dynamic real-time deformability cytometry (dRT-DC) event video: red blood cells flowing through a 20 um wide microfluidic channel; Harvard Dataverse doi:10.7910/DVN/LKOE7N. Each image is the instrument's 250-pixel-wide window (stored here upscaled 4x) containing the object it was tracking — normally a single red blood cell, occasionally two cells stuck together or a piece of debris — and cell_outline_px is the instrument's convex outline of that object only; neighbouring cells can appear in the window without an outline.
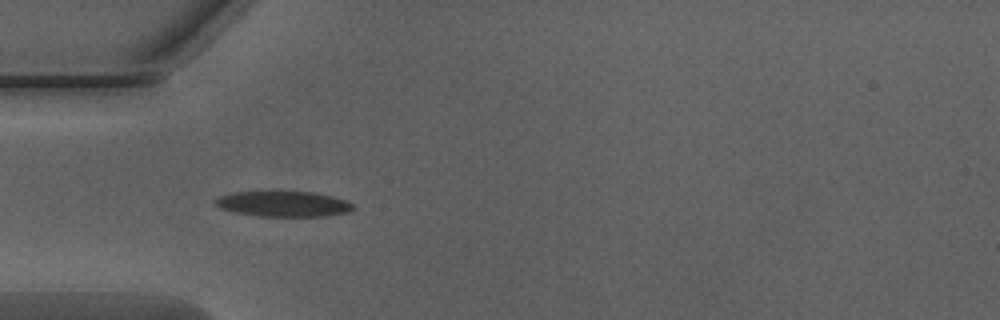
{"species": "Egyptian fruit bat (a non-hibernating species)", "species_latin": "Rousettus aegyptiacus", "temperature_condition": "warm", "stored_images_in_passage": 36, "camera_frame_rate_fps": 3000, "um_per_image_px": 0.085, "animal": {"sex": "male"}, "frame": {"image": 1, "passage_image": 1, "time_ms": 0.0, "image_size_px": [1000, 320], "cell_outline_px": [[356, 208], [348, 212], [324, 216], [256, 216], [232, 212], [220, 208], [212, 204], [212, 200], [220, 196], [236, 192], [316, 192], [332, 196], [344, 200], [352, 204]], "centroid_in_image_um": [24.04, 17.34], "position_along_channel_um": 61.0, "area_um2": 20.52}}
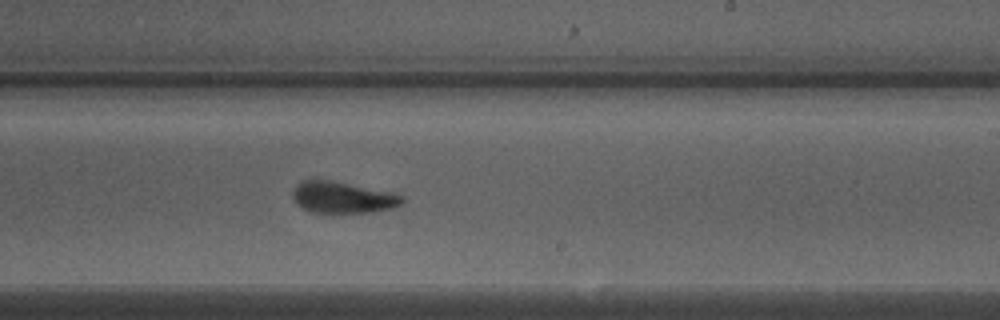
{"frame": {"image": 2, "passage_image": 16, "time_ms": 5.0, "image_size_px": [1000, 320], "cell_outline_px": [[404, 204], [396, 208], [372, 212], [332, 216], [312, 212], [296, 204], [292, 196], [292, 192], [296, 184], [300, 180], [328, 180], [392, 192], [404, 196]], "centroid_in_image_um": [29.14, 16.84], "position_along_channel_um": 259.9, "area_um2": 20.98}}
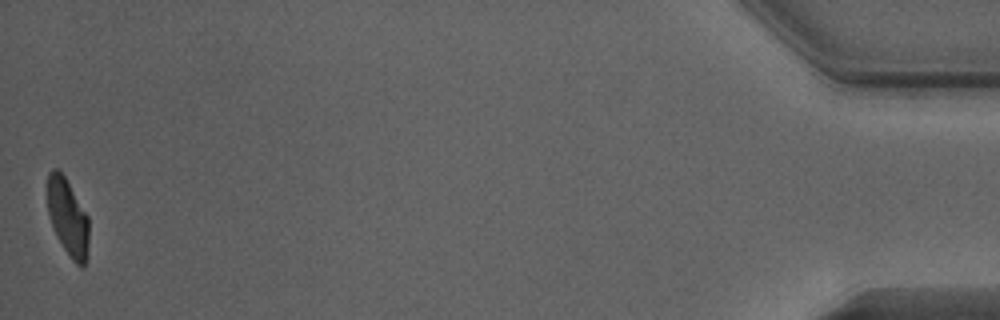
{"frame": {"image": 3, "passage_image": 36, "time_ms": 11.667, "image_size_px": [1000, 320], "cell_outline_px": [[88, 252], [84, 268], [80, 268], [72, 260], [56, 236], [48, 212], [48, 172], [52, 168], [56, 168], [64, 176], [88, 216]], "centroid_in_image_um": [5.77, 18.51], "position_along_channel_um": 429.4, "area_um2": 18.44}, "authors_computed_cell_mechanics": {"area_um2": 20.6346, "velocity_mm_per_s": 4.0202, "shape_relaxation_time_tau1_ms": 3.3003, "shape_relaxation_time_tau2_ms": 1.5903, "deformation_change_tau1": 0.1388, "deformation_change_tau2": 0.0826}}